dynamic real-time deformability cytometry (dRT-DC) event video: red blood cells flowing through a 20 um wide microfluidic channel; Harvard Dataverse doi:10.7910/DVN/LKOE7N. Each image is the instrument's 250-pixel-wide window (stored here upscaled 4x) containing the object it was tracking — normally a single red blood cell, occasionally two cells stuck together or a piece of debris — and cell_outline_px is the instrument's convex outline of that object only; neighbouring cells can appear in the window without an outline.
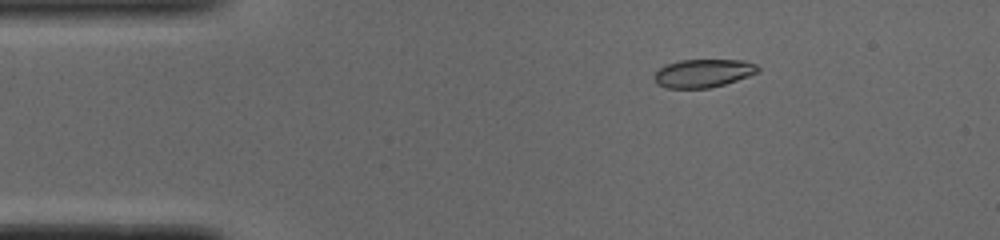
{"species": "common noctule bat (a hibernating species)", "species_latin": "Nyctalus noctula", "temperature_condition": "cold", "stored_images_in_passage": 45, "camera_frame_rate_fps": 3000, "um_per_image_px": 0.085, "animal": {"sex": "male", "body_mass_g": 19.0, "forearm_length_mm": 50.8}, "frame": {"image": 1, "passage_image": 2, "time_ms": 0.333, "image_size_px": [1000, 240], "cell_outline_px": [[760, 72], [724, 84], [708, 88], [668, 88], [656, 84], [652, 76], [664, 64], [680, 60], [744, 60], [756, 64], [760, 68]], "centroid_in_image_um": [59.75, 6.22], "position_along_channel_um": 25.2, "area_um2": 17.17}}
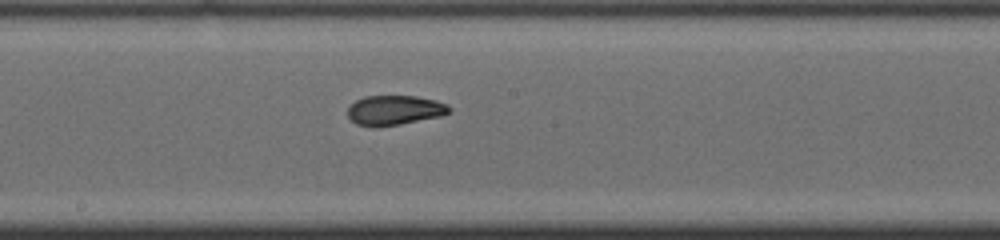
{"frame": {"image": 2, "passage_image": 21, "time_ms": 6.667, "image_size_px": [1000, 240], "cell_outline_px": [[452, 112], [440, 116], [400, 124], [356, 124], [348, 116], [348, 108], [356, 100], [364, 96], [416, 96], [436, 100], [448, 104], [452, 108]], "centroid_in_image_um": [33.61, 9.32], "position_along_channel_um": 214.6, "area_um2": 17.11}}
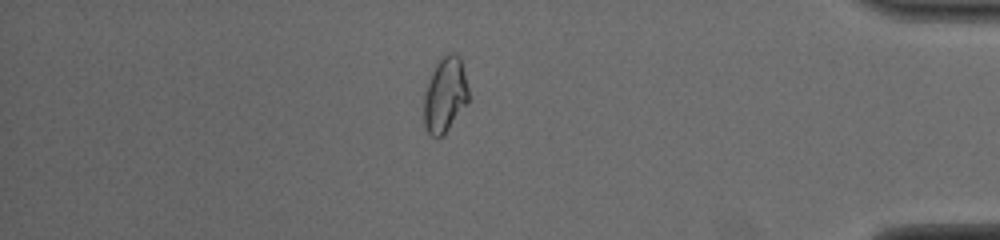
{"frame": {"image": 3, "passage_image": 38, "time_ms": 12.333, "image_size_px": [1000, 240], "cell_outline_px": [[468, 100], [444, 136], [432, 136], [428, 132], [424, 124], [424, 92], [428, 80], [440, 56], [448, 52], [456, 52], [460, 56], [468, 88]], "centroid_in_image_um": [37.81, 8.02], "position_along_channel_um": 397.4, "area_um2": 19.59}, "authors_computed_cell_mechanics": {"area_um2": 17.9758, "velocity_mm_per_s": 3.8956, "shape_relaxation_time_tau1_ms": 10.5748, "shape_relaxation_time_tau2_ms": 1.4352, "deformation_change_tau1": 0.2553, "deformation_change_tau2": 0.0589}}